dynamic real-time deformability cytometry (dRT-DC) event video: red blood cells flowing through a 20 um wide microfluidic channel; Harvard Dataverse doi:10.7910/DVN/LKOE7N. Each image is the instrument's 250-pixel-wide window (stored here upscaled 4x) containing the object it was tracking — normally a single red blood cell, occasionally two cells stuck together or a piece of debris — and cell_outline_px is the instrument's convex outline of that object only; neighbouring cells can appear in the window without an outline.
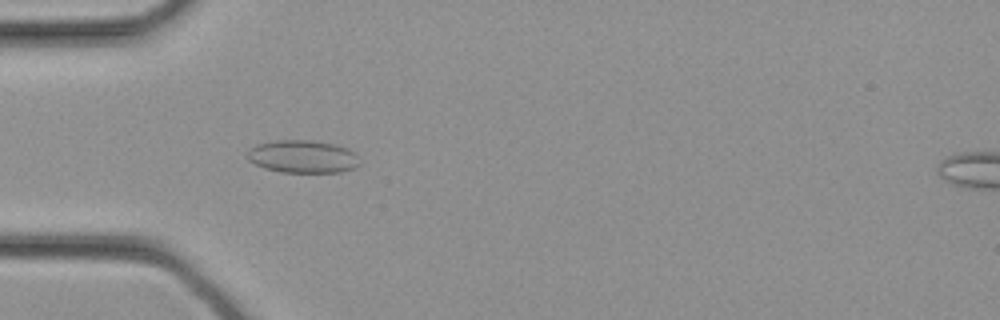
{"species": "common noctule bat (a hibernating species)", "species_latin": "Nyctalus noctula", "temperature_condition": "cold", "stored_images_in_passage": 33, "camera_frame_rate_fps": 3000, "um_per_image_px": 0.085, "animal": {"sex": "female", "body_mass_g": 21.9}, "frame": {"image": 1, "passage_image": 10, "time_ms": 3.0, "image_size_px": [1000, 320], "cell_outline_px": [[360, 164], [356, 168], [340, 172], [280, 172], [264, 168], [248, 160], [248, 152], [256, 144], [276, 140], [312, 140], [336, 144], [348, 148], [356, 152]], "centroid_in_image_um": [25.78, 13.3], "position_along_channel_um": 59.2, "area_um2": 21.62}}
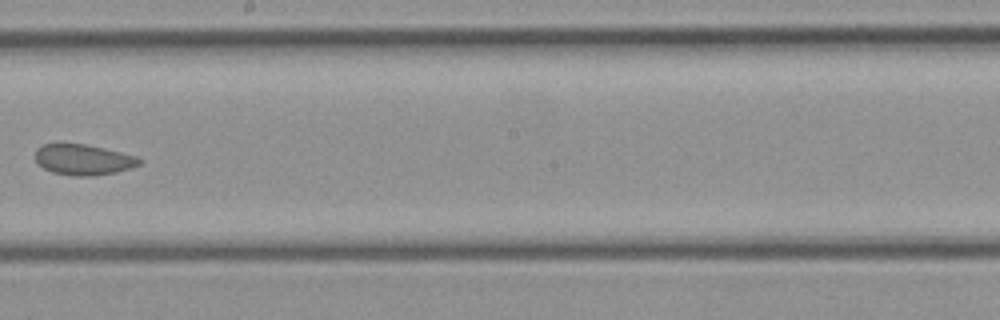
{"frame": {"image": 2, "passage_image": 19, "time_ms": 6.0, "image_size_px": [1000, 320], "cell_outline_px": [[144, 160], [140, 164], [116, 172], [92, 176], [72, 176], [52, 172], [44, 168], [36, 160], [36, 148], [44, 144], [56, 140], [84, 144], [104, 148], [136, 156]], "centroid_in_image_um": [7.03, 13.53], "position_along_channel_um": 241.2, "area_um2": 19.02}}
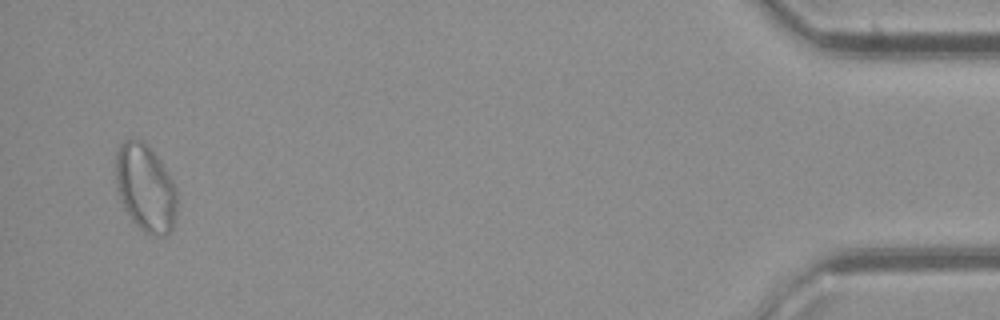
{"frame": {"image": 3, "passage_image": 32, "time_ms": 10.333, "image_size_px": [1000, 320], "cell_outline_px": [[176, 212], [172, 228], [168, 236], [152, 236], [144, 232], [128, 216], [120, 200], [116, 188], [112, 160], [120, 144], [124, 140], [144, 140], [148, 144], [160, 160], [168, 172], [176, 188]], "centroid_in_image_um": [12.32, 15.96], "position_along_channel_um": 422.9, "area_um2": 32.02}}